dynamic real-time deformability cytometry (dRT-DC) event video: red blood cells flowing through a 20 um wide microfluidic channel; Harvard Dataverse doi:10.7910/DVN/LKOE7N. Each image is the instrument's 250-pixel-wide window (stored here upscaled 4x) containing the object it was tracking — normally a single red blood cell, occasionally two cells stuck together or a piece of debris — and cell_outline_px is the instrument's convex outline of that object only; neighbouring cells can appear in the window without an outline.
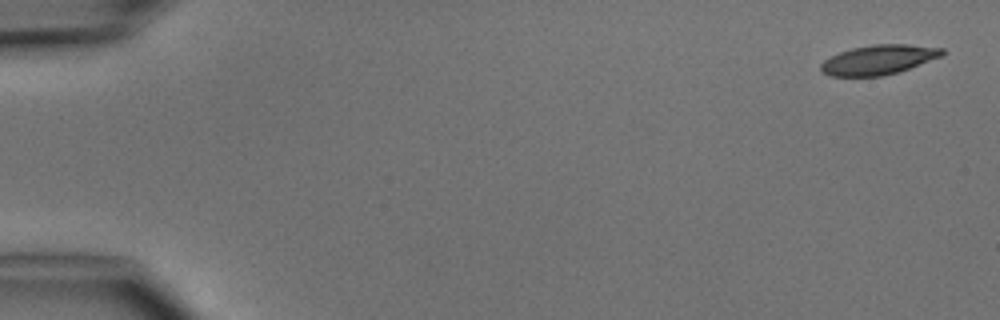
{"species": "common noctule bat (a hibernating species)", "species_latin": "Nyctalus noctula", "temperature_condition": "cold", "stored_images_in_passage": 5, "camera_frame_rate_fps": 3000, "um_per_image_px": 0.085, "animal": {"sex": "male", "body_mass_g": 15.6}, "frame": {"image": 1, "passage_image": 1, "time_ms": 0.0, "image_size_px": [1000, 320], "cell_outline_px": [[944, 52], [940, 56], [908, 68], [896, 72], [880, 76], [832, 76], [824, 72], [820, 68], [820, 64], [824, 60], [840, 52], [852, 48], [872, 44], [908, 44], [944, 48]], "centroid_in_image_um": [74.66, 5.06], "position_along_channel_um": 10.3, "area_um2": 20.52}}
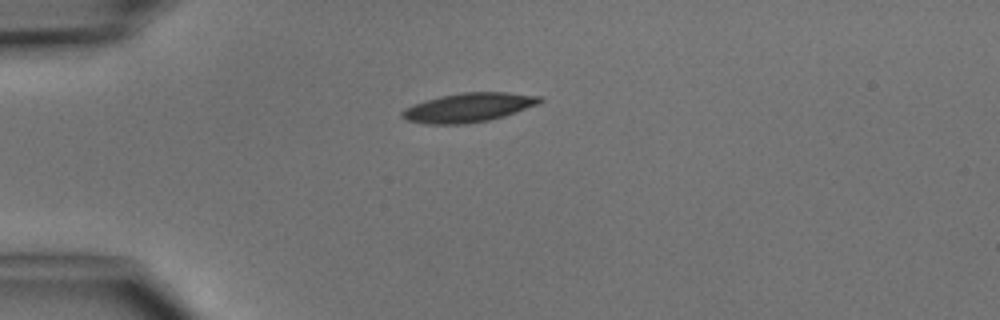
{"frame": {"image": 2, "passage_image": 4, "time_ms": 3.667, "image_size_px": [1000, 320], "cell_outline_px": [[544, 100], [540, 104], [504, 116], [488, 120], [464, 124], [424, 124], [408, 120], [400, 116], [400, 112], [404, 108], [412, 104], [440, 96], [464, 92], [504, 92], [540, 96]], "centroid_in_image_um": [39.81, 9.14], "position_along_channel_um": 45.2, "area_um2": 23.41}}